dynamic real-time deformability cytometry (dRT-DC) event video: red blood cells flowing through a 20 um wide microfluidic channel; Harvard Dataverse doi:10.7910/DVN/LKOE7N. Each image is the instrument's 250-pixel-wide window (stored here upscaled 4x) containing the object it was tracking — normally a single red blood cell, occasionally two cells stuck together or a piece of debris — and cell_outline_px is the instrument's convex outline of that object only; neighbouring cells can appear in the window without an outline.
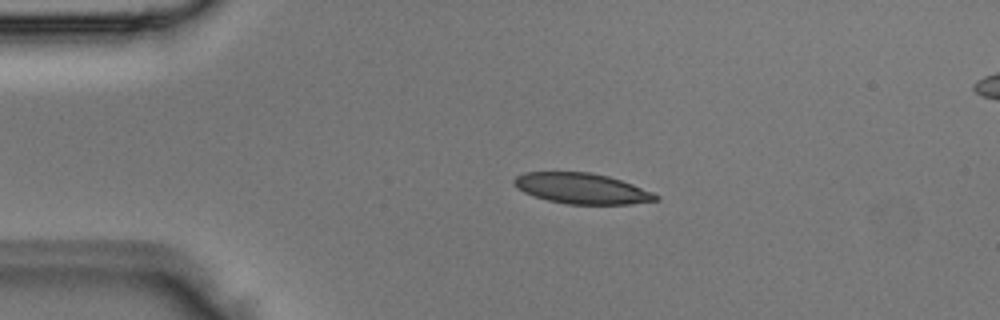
{"species": "Egyptian fruit bat (a non-hibernating species)", "species_latin": "Rousettus aegyptiacus", "temperature_condition": "room temperature", "stored_images_in_passage": 4, "camera_frame_rate_fps": 3000, "um_per_image_px": 0.085, "animal": {"sex": "male"}, "frame": {"image": 1, "passage_image": 2, "time_ms": 0.333, "image_size_px": [1000, 320], "cell_outline_px": [[660, 200], [628, 204], [568, 204], [548, 200], [524, 192], [516, 188], [512, 184], [512, 180], [516, 176], [524, 172], [588, 172], [608, 176], [632, 184], [652, 192], [660, 196]], "centroid_in_image_um": [49.43, 16.02], "position_along_channel_um": 35.6, "area_um2": 25.2}}
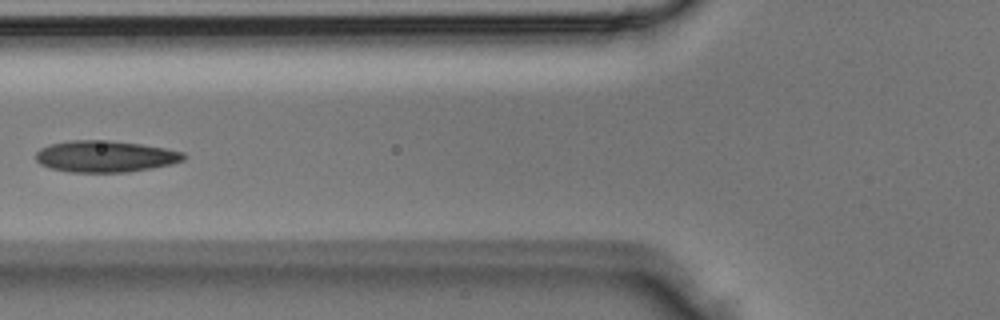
{"frame": {"image": 2, "passage_image": 4, "time_ms": 1.0, "image_size_px": [1000, 320], "cell_outline_px": [[188, 156], [184, 160], [172, 164], [152, 168], [128, 172], [68, 172], [48, 168], [40, 164], [36, 160], [36, 152], [40, 148], [48, 144], [72, 140], [108, 140], [140, 144], [168, 148], [184, 152]], "centroid_in_image_um": [8.96, 13.29], "position_along_channel_um": 116.8, "area_um2": 27.51}}